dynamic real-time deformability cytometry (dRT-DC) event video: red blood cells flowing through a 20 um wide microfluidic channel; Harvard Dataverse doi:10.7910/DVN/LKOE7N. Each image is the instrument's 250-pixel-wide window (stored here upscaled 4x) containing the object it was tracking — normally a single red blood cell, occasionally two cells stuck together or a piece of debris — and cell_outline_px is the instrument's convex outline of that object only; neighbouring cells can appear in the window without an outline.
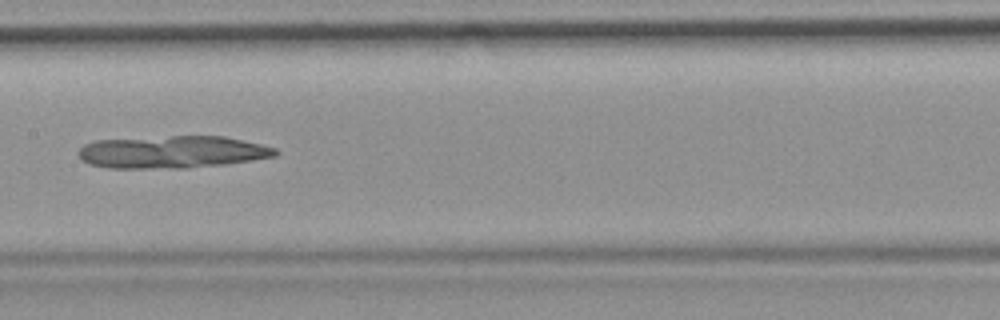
{"species": "common noctule bat (a hibernating species)", "species_latin": "Nyctalus noctula", "temperature_condition": "room temperature", "stored_images_in_passage": 39, "camera_frame_rate_fps": 3000, "um_per_image_px": 0.085, "animal": {"sex": "female", "body_mass_g": 19.9}, "frame": {"image": 1, "passage_image": 12, "time_ms": 3.667, "image_size_px": [1000, 320], "cell_outline_px": [[280, 152], [276, 156], [252, 160], [224, 164], [188, 168], [108, 168], [88, 164], [80, 160], [80, 148], [84, 144], [96, 140], [172, 136], [224, 136], [260, 144], [276, 148]], "centroid_in_image_um": [14.64, 12.92], "position_along_channel_um": 192.8, "area_um2": 37.22}}